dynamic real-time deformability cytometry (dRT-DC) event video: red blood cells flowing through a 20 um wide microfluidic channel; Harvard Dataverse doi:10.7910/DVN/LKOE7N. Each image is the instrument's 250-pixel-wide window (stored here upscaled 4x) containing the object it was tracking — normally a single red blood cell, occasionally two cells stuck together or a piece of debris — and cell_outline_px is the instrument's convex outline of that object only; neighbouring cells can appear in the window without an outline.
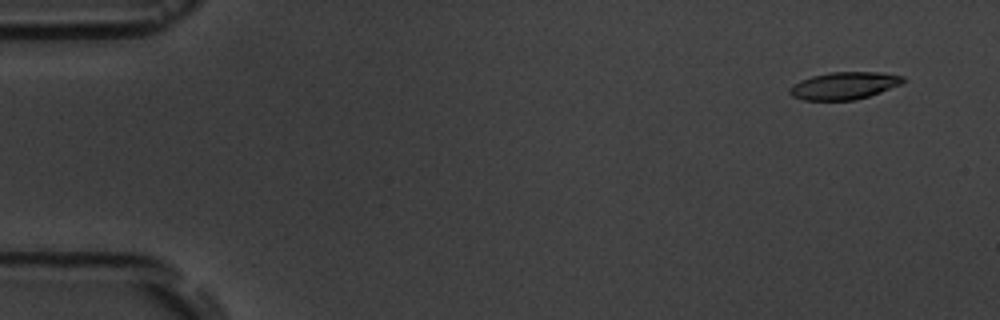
{"species": "common noctule bat (a hibernating species)", "species_latin": "Nyctalus noctula", "temperature_condition": "room temperature", "stored_images_in_passage": 4, "camera_frame_rate_fps": 3000, "um_per_image_px": 0.085, "animal": {"sex": "male", "body_mass_g": 19.5, "forearm_length_mm": 54.6}, "frame": {"image": 1, "passage_image": 1, "time_ms": 0.0, "image_size_px": [1000, 320], "cell_outline_px": [[904, 80], [900, 84], [880, 92], [856, 100], [804, 100], [792, 96], [788, 92], [788, 88], [792, 84], [800, 80], [812, 76], [832, 72], [880, 72], [904, 76]], "centroid_in_image_um": [71.7, 7.28], "position_along_channel_um": 13.3, "area_um2": 18.03}}